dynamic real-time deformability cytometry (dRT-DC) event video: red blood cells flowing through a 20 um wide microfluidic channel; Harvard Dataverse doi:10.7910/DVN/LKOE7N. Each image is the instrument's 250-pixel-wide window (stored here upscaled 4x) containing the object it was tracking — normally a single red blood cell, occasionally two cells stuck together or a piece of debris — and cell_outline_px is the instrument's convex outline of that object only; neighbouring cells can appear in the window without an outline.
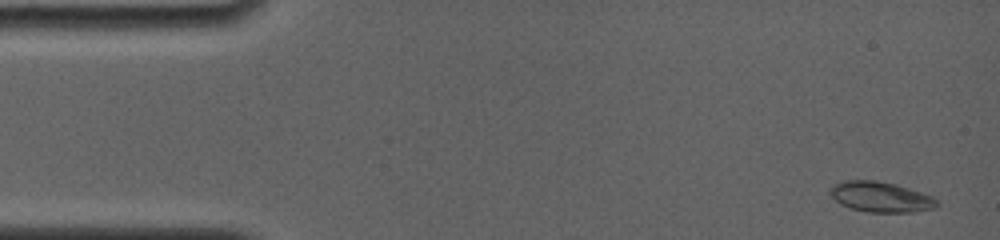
{"species": "common noctule bat (a hibernating species)", "species_latin": "Nyctalus noctula", "temperature_condition": "room temperature", "stored_images_in_passage": 33, "camera_frame_rate_fps": 4000, "um_per_image_px": 0.085, "animal": {"sex": "female", "body_mass_g": 19.0, "forearm_length_mm": 56.7}, "frame": {"image": 1, "passage_image": 2, "time_ms": 0.5, "image_size_px": [1000, 240], "cell_outline_px": [[940, 204], [936, 208], [912, 212], [868, 212], [848, 208], [840, 204], [828, 192], [828, 188], [844, 180], [872, 180], [896, 184], [932, 196]], "centroid_in_image_um": [74.84, 16.74], "position_along_channel_um": 10.2, "area_um2": 18.96}}
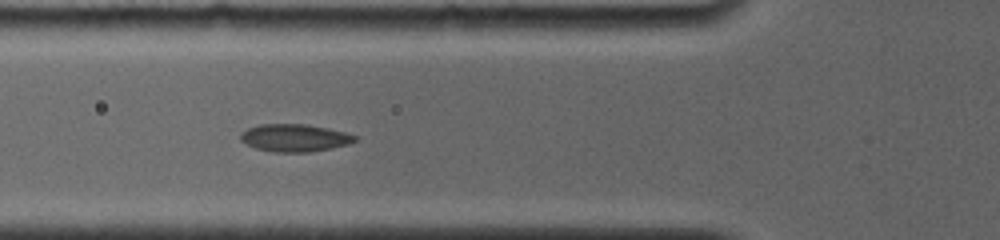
{"frame": {"image": 2, "passage_image": 19, "time_ms": 5.75, "image_size_px": [1000, 240], "cell_outline_px": [[356, 140], [348, 144], [332, 148], [308, 152], [272, 152], [256, 148], [240, 140], [240, 132], [248, 128], [260, 124], [308, 124], [328, 128], [344, 132], [356, 136]], "centroid_in_image_um": [25.02, 11.71], "position_along_channel_um": 100.8, "area_um2": 18.32}}
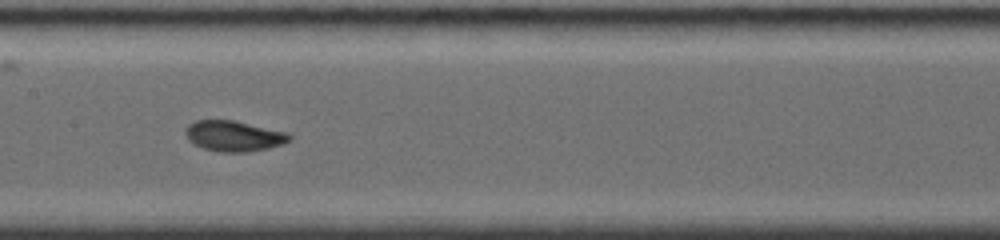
{"frame": {"image": 3, "passage_image": 32, "time_ms": 8.0, "image_size_px": [1000, 240], "cell_outline_px": [[292, 140], [284, 144], [268, 148], [248, 152], [220, 152], [204, 148], [188, 140], [184, 132], [188, 124], [196, 120], [232, 120], [288, 132], [292, 136]], "centroid_in_image_um": [19.9, 11.56], "position_along_channel_um": 187.5, "area_um2": 18.61}}